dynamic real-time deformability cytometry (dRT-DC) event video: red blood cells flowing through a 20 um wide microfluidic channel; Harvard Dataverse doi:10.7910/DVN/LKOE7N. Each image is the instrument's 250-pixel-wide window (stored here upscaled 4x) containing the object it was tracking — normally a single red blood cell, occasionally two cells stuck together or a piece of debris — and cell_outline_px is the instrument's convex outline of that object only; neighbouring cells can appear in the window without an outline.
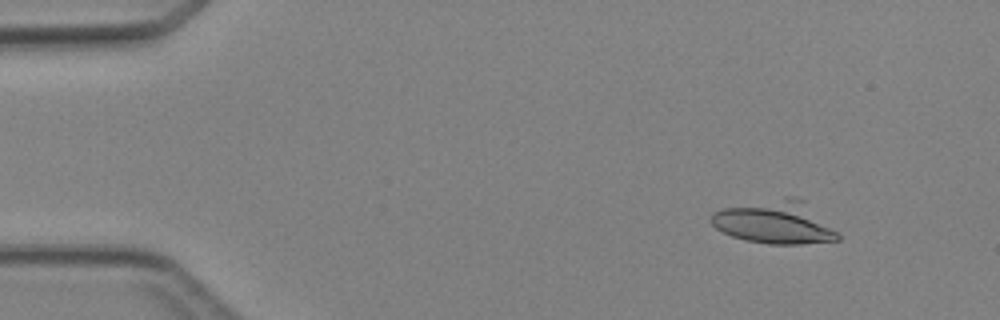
{"species": "Egyptian fruit bat (a non-hibernating species)", "species_latin": "Rousettus aegyptiacus", "temperature_condition": "cold", "stored_images_in_passage": 4, "segment_of_instrument_passage": [1, 2], "camera_frame_rate_fps": 3000, "um_per_image_px": 0.085, "animal": {"sex": "female"}, "frame": {"image": 1, "passage_image": 1, "time_ms": 0.0, "image_size_px": [1000, 320], "cell_outline_px": [[840, 240], [800, 244], [768, 244], [744, 240], [732, 236], [716, 228], [708, 220], [708, 216], [712, 212], [720, 208], [784, 196], [792, 196], [804, 200], [840, 232]], "centroid_in_image_um": [65.87, 18.88], "position_along_channel_um": 19.1, "area_um2": 32.31}}